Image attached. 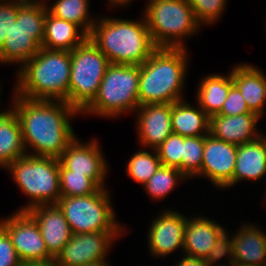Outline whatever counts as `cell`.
<instances>
[{
	"mask_svg": "<svg viewBox=\"0 0 266 266\" xmlns=\"http://www.w3.org/2000/svg\"><path fill=\"white\" fill-rule=\"evenodd\" d=\"M14 98L25 150L29 146L35 150L29 155L59 159L76 138L68 118L79 112L66 101Z\"/></svg>",
	"mask_w": 266,
	"mask_h": 266,
	"instance_id": "6da1fadb",
	"label": "cell"
},
{
	"mask_svg": "<svg viewBox=\"0 0 266 266\" xmlns=\"http://www.w3.org/2000/svg\"><path fill=\"white\" fill-rule=\"evenodd\" d=\"M71 52L40 48L18 72L16 95L32 100H58L69 104Z\"/></svg>",
	"mask_w": 266,
	"mask_h": 266,
	"instance_id": "7a4b0ae2",
	"label": "cell"
},
{
	"mask_svg": "<svg viewBox=\"0 0 266 266\" xmlns=\"http://www.w3.org/2000/svg\"><path fill=\"white\" fill-rule=\"evenodd\" d=\"M88 38L112 64L141 65L157 48L143 21L103 18L96 21Z\"/></svg>",
	"mask_w": 266,
	"mask_h": 266,
	"instance_id": "3957f363",
	"label": "cell"
},
{
	"mask_svg": "<svg viewBox=\"0 0 266 266\" xmlns=\"http://www.w3.org/2000/svg\"><path fill=\"white\" fill-rule=\"evenodd\" d=\"M185 49L157 47L140 65V106L182 100L181 91L187 70Z\"/></svg>",
	"mask_w": 266,
	"mask_h": 266,
	"instance_id": "277c9868",
	"label": "cell"
},
{
	"mask_svg": "<svg viewBox=\"0 0 266 266\" xmlns=\"http://www.w3.org/2000/svg\"><path fill=\"white\" fill-rule=\"evenodd\" d=\"M6 168L19 188L32 200L18 211H28L37 205L57 204L61 198L59 183V159L26 154Z\"/></svg>",
	"mask_w": 266,
	"mask_h": 266,
	"instance_id": "5b68a950",
	"label": "cell"
},
{
	"mask_svg": "<svg viewBox=\"0 0 266 266\" xmlns=\"http://www.w3.org/2000/svg\"><path fill=\"white\" fill-rule=\"evenodd\" d=\"M139 77L140 65L110 63L96 98L83 112L116 117L138 109Z\"/></svg>",
	"mask_w": 266,
	"mask_h": 266,
	"instance_id": "8992f818",
	"label": "cell"
},
{
	"mask_svg": "<svg viewBox=\"0 0 266 266\" xmlns=\"http://www.w3.org/2000/svg\"><path fill=\"white\" fill-rule=\"evenodd\" d=\"M144 14L156 47L183 48L180 40L197 32L201 25L188 0H152Z\"/></svg>",
	"mask_w": 266,
	"mask_h": 266,
	"instance_id": "52a82bcc",
	"label": "cell"
},
{
	"mask_svg": "<svg viewBox=\"0 0 266 266\" xmlns=\"http://www.w3.org/2000/svg\"><path fill=\"white\" fill-rule=\"evenodd\" d=\"M109 64L89 38L71 51L69 105L79 113L96 98Z\"/></svg>",
	"mask_w": 266,
	"mask_h": 266,
	"instance_id": "ba28073f",
	"label": "cell"
},
{
	"mask_svg": "<svg viewBox=\"0 0 266 266\" xmlns=\"http://www.w3.org/2000/svg\"><path fill=\"white\" fill-rule=\"evenodd\" d=\"M48 7L42 3H23L0 49V62L26 63L40 50ZM22 62V63H21Z\"/></svg>",
	"mask_w": 266,
	"mask_h": 266,
	"instance_id": "9c48e42d",
	"label": "cell"
},
{
	"mask_svg": "<svg viewBox=\"0 0 266 266\" xmlns=\"http://www.w3.org/2000/svg\"><path fill=\"white\" fill-rule=\"evenodd\" d=\"M110 202L108 191L101 188L87 196L61 197L57 205L73 234L122 232Z\"/></svg>",
	"mask_w": 266,
	"mask_h": 266,
	"instance_id": "30bf717a",
	"label": "cell"
},
{
	"mask_svg": "<svg viewBox=\"0 0 266 266\" xmlns=\"http://www.w3.org/2000/svg\"><path fill=\"white\" fill-rule=\"evenodd\" d=\"M0 226L10 236L22 263L54 259L46 248L38 224L27 211H18L0 222Z\"/></svg>",
	"mask_w": 266,
	"mask_h": 266,
	"instance_id": "8fae6325",
	"label": "cell"
},
{
	"mask_svg": "<svg viewBox=\"0 0 266 266\" xmlns=\"http://www.w3.org/2000/svg\"><path fill=\"white\" fill-rule=\"evenodd\" d=\"M121 232L73 234L54 259L57 266H85L104 260L110 243Z\"/></svg>",
	"mask_w": 266,
	"mask_h": 266,
	"instance_id": "7c38bea8",
	"label": "cell"
},
{
	"mask_svg": "<svg viewBox=\"0 0 266 266\" xmlns=\"http://www.w3.org/2000/svg\"><path fill=\"white\" fill-rule=\"evenodd\" d=\"M238 145L205 136L201 175H205L217 187L232 185Z\"/></svg>",
	"mask_w": 266,
	"mask_h": 266,
	"instance_id": "4fadbf2b",
	"label": "cell"
},
{
	"mask_svg": "<svg viewBox=\"0 0 266 266\" xmlns=\"http://www.w3.org/2000/svg\"><path fill=\"white\" fill-rule=\"evenodd\" d=\"M81 144L75 138L59 158L60 163L70 171L93 179L101 188L106 175V161L95 140ZM80 142V143H79Z\"/></svg>",
	"mask_w": 266,
	"mask_h": 266,
	"instance_id": "5bb4252c",
	"label": "cell"
},
{
	"mask_svg": "<svg viewBox=\"0 0 266 266\" xmlns=\"http://www.w3.org/2000/svg\"><path fill=\"white\" fill-rule=\"evenodd\" d=\"M38 224L49 254L55 259L73 235L57 204L37 205L27 211Z\"/></svg>",
	"mask_w": 266,
	"mask_h": 266,
	"instance_id": "9a60e30c",
	"label": "cell"
},
{
	"mask_svg": "<svg viewBox=\"0 0 266 266\" xmlns=\"http://www.w3.org/2000/svg\"><path fill=\"white\" fill-rule=\"evenodd\" d=\"M186 217L168 210L154 219L149 228L148 243L152 255L166 256L177 248H183Z\"/></svg>",
	"mask_w": 266,
	"mask_h": 266,
	"instance_id": "2e32d148",
	"label": "cell"
},
{
	"mask_svg": "<svg viewBox=\"0 0 266 266\" xmlns=\"http://www.w3.org/2000/svg\"><path fill=\"white\" fill-rule=\"evenodd\" d=\"M139 137L142 144L156 150L173 132L172 103L145 104L138 107Z\"/></svg>",
	"mask_w": 266,
	"mask_h": 266,
	"instance_id": "e0dca14e",
	"label": "cell"
},
{
	"mask_svg": "<svg viewBox=\"0 0 266 266\" xmlns=\"http://www.w3.org/2000/svg\"><path fill=\"white\" fill-rule=\"evenodd\" d=\"M259 118L260 116L256 113L236 116L216 114L209 117V134L216 139L236 145L250 143L262 136L255 132V125Z\"/></svg>",
	"mask_w": 266,
	"mask_h": 266,
	"instance_id": "ac0fdd59",
	"label": "cell"
},
{
	"mask_svg": "<svg viewBox=\"0 0 266 266\" xmlns=\"http://www.w3.org/2000/svg\"><path fill=\"white\" fill-rule=\"evenodd\" d=\"M233 239V263L266 266V235L254 225L242 226Z\"/></svg>",
	"mask_w": 266,
	"mask_h": 266,
	"instance_id": "d6986e66",
	"label": "cell"
},
{
	"mask_svg": "<svg viewBox=\"0 0 266 266\" xmlns=\"http://www.w3.org/2000/svg\"><path fill=\"white\" fill-rule=\"evenodd\" d=\"M224 228L207 218H187L184 230L185 255L205 259Z\"/></svg>",
	"mask_w": 266,
	"mask_h": 266,
	"instance_id": "ffe728a7",
	"label": "cell"
},
{
	"mask_svg": "<svg viewBox=\"0 0 266 266\" xmlns=\"http://www.w3.org/2000/svg\"><path fill=\"white\" fill-rule=\"evenodd\" d=\"M231 73L233 82L240 90L249 110L261 117L266 101V76L249 64L237 65Z\"/></svg>",
	"mask_w": 266,
	"mask_h": 266,
	"instance_id": "44dd1931",
	"label": "cell"
},
{
	"mask_svg": "<svg viewBox=\"0 0 266 266\" xmlns=\"http://www.w3.org/2000/svg\"><path fill=\"white\" fill-rule=\"evenodd\" d=\"M266 173V137L238 145L232 185L242 179L258 180Z\"/></svg>",
	"mask_w": 266,
	"mask_h": 266,
	"instance_id": "7402d4cb",
	"label": "cell"
},
{
	"mask_svg": "<svg viewBox=\"0 0 266 266\" xmlns=\"http://www.w3.org/2000/svg\"><path fill=\"white\" fill-rule=\"evenodd\" d=\"M78 28L75 23L55 17L48 11L41 47L71 52L88 38V35L83 30H80V33Z\"/></svg>",
	"mask_w": 266,
	"mask_h": 266,
	"instance_id": "603a6c76",
	"label": "cell"
},
{
	"mask_svg": "<svg viewBox=\"0 0 266 266\" xmlns=\"http://www.w3.org/2000/svg\"><path fill=\"white\" fill-rule=\"evenodd\" d=\"M171 124L172 131L183 137L209 134V116L201 107L195 108L184 99L172 103Z\"/></svg>",
	"mask_w": 266,
	"mask_h": 266,
	"instance_id": "cb8c5ba5",
	"label": "cell"
},
{
	"mask_svg": "<svg viewBox=\"0 0 266 266\" xmlns=\"http://www.w3.org/2000/svg\"><path fill=\"white\" fill-rule=\"evenodd\" d=\"M26 152L15 112L0 114V166L6 168L11 162L24 157Z\"/></svg>",
	"mask_w": 266,
	"mask_h": 266,
	"instance_id": "d4e9b609",
	"label": "cell"
},
{
	"mask_svg": "<svg viewBox=\"0 0 266 266\" xmlns=\"http://www.w3.org/2000/svg\"><path fill=\"white\" fill-rule=\"evenodd\" d=\"M233 84L232 73L227 77L218 74L205 77L200 82L197 92L199 107H201L209 117L218 114Z\"/></svg>",
	"mask_w": 266,
	"mask_h": 266,
	"instance_id": "484cf974",
	"label": "cell"
},
{
	"mask_svg": "<svg viewBox=\"0 0 266 266\" xmlns=\"http://www.w3.org/2000/svg\"><path fill=\"white\" fill-rule=\"evenodd\" d=\"M88 4V0H57L48 11L55 17L75 23L89 35L96 20L88 18Z\"/></svg>",
	"mask_w": 266,
	"mask_h": 266,
	"instance_id": "4316f807",
	"label": "cell"
},
{
	"mask_svg": "<svg viewBox=\"0 0 266 266\" xmlns=\"http://www.w3.org/2000/svg\"><path fill=\"white\" fill-rule=\"evenodd\" d=\"M61 197L87 196L98 192L101 187L84 174L67 170L61 163L59 168Z\"/></svg>",
	"mask_w": 266,
	"mask_h": 266,
	"instance_id": "83f0119b",
	"label": "cell"
},
{
	"mask_svg": "<svg viewBox=\"0 0 266 266\" xmlns=\"http://www.w3.org/2000/svg\"><path fill=\"white\" fill-rule=\"evenodd\" d=\"M186 176L175 167L161 165L144 185L152 198L162 199L177 185L178 180Z\"/></svg>",
	"mask_w": 266,
	"mask_h": 266,
	"instance_id": "f1b7e54d",
	"label": "cell"
},
{
	"mask_svg": "<svg viewBox=\"0 0 266 266\" xmlns=\"http://www.w3.org/2000/svg\"><path fill=\"white\" fill-rule=\"evenodd\" d=\"M154 153L150 154L144 150L135 153L128 162L127 174L135 181L145 185L162 165L157 151L154 150Z\"/></svg>",
	"mask_w": 266,
	"mask_h": 266,
	"instance_id": "f546056e",
	"label": "cell"
},
{
	"mask_svg": "<svg viewBox=\"0 0 266 266\" xmlns=\"http://www.w3.org/2000/svg\"><path fill=\"white\" fill-rule=\"evenodd\" d=\"M205 136L184 137L182 173L188 178L201 176Z\"/></svg>",
	"mask_w": 266,
	"mask_h": 266,
	"instance_id": "4dcf8cb0",
	"label": "cell"
},
{
	"mask_svg": "<svg viewBox=\"0 0 266 266\" xmlns=\"http://www.w3.org/2000/svg\"><path fill=\"white\" fill-rule=\"evenodd\" d=\"M184 137L172 132L156 149L164 166L178 168L182 172Z\"/></svg>",
	"mask_w": 266,
	"mask_h": 266,
	"instance_id": "1f68e13d",
	"label": "cell"
},
{
	"mask_svg": "<svg viewBox=\"0 0 266 266\" xmlns=\"http://www.w3.org/2000/svg\"><path fill=\"white\" fill-rule=\"evenodd\" d=\"M227 0H188L196 20L199 23L211 24L216 21L225 9Z\"/></svg>",
	"mask_w": 266,
	"mask_h": 266,
	"instance_id": "d6a6232c",
	"label": "cell"
},
{
	"mask_svg": "<svg viewBox=\"0 0 266 266\" xmlns=\"http://www.w3.org/2000/svg\"><path fill=\"white\" fill-rule=\"evenodd\" d=\"M246 113L254 112H251L249 110L240 90L235 84H233L230 87L228 96L223 104L221 111L217 115L236 116Z\"/></svg>",
	"mask_w": 266,
	"mask_h": 266,
	"instance_id": "836d02e7",
	"label": "cell"
},
{
	"mask_svg": "<svg viewBox=\"0 0 266 266\" xmlns=\"http://www.w3.org/2000/svg\"><path fill=\"white\" fill-rule=\"evenodd\" d=\"M22 4V2L18 1H14V3L10 1H7V3H0V49L13 24L17 20L18 9Z\"/></svg>",
	"mask_w": 266,
	"mask_h": 266,
	"instance_id": "e575fe53",
	"label": "cell"
},
{
	"mask_svg": "<svg viewBox=\"0 0 266 266\" xmlns=\"http://www.w3.org/2000/svg\"><path fill=\"white\" fill-rule=\"evenodd\" d=\"M226 231H223L217 238L212 249L208 252L204 259L210 266H212L217 260L221 259L224 255H229L231 260L229 264L233 263L234 251H233V239L228 238Z\"/></svg>",
	"mask_w": 266,
	"mask_h": 266,
	"instance_id": "d590c367",
	"label": "cell"
},
{
	"mask_svg": "<svg viewBox=\"0 0 266 266\" xmlns=\"http://www.w3.org/2000/svg\"><path fill=\"white\" fill-rule=\"evenodd\" d=\"M21 263L10 236L0 226V266H21Z\"/></svg>",
	"mask_w": 266,
	"mask_h": 266,
	"instance_id": "8d00e7d4",
	"label": "cell"
},
{
	"mask_svg": "<svg viewBox=\"0 0 266 266\" xmlns=\"http://www.w3.org/2000/svg\"><path fill=\"white\" fill-rule=\"evenodd\" d=\"M186 257H183L178 265L176 266H210L204 259L198 258V257H193V256H188L185 255Z\"/></svg>",
	"mask_w": 266,
	"mask_h": 266,
	"instance_id": "74e56055",
	"label": "cell"
},
{
	"mask_svg": "<svg viewBox=\"0 0 266 266\" xmlns=\"http://www.w3.org/2000/svg\"><path fill=\"white\" fill-rule=\"evenodd\" d=\"M21 266H57L56 261L48 260V261H34V262H23Z\"/></svg>",
	"mask_w": 266,
	"mask_h": 266,
	"instance_id": "f35d334b",
	"label": "cell"
},
{
	"mask_svg": "<svg viewBox=\"0 0 266 266\" xmlns=\"http://www.w3.org/2000/svg\"><path fill=\"white\" fill-rule=\"evenodd\" d=\"M85 266H109V264L106 263L105 259H104V260H101V261H97L95 263H90V264L85 265Z\"/></svg>",
	"mask_w": 266,
	"mask_h": 266,
	"instance_id": "ab89813d",
	"label": "cell"
},
{
	"mask_svg": "<svg viewBox=\"0 0 266 266\" xmlns=\"http://www.w3.org/2000/svg\"><path fill=\"white\" fill-rule=\"evenodd\" d=\"M7 1V0H4V2ZM12 1V0H11ZM14 1V0H13ZM18 2H22V3H42L44 4V0H16ZM42 1V2H41Z\"/></svg>",
	"mask_w": 266,
	"mask_h": 266,
	"instance_id": "60d3db41",
	"label": "cell"
},
{
	"mask_svg": "<svg viewBox=\"0 0 266 266\" xmlns=\"http://www.w3.org/2000/svg\"><path fill=\"white\" fill-rule=\"evenodd\" d=\"M129 1H132V0H115V5H124V4H127Z\"/></svg>",
	"mask_w": 266,
	"mask_h": 266,
	"instance_id": "b9f144b4",
	"label": "cell"
},
{
	"mask_svg": "<svg viewBox=\"0 0 266 266\" xmlns=\"http://www.w3.org/2000/svg\"><path fill=\"white\" fill-rule=\"evenodd\" d=\"M222 266H223V265H222ZM224 266H227V265H224ZM228 266H241V265H237V264L232 263V264H230V265H228Z\"/></svg>",
	"mask_w": 266,
	"mask_h": 266,
	"instance_id": "7bdbcfd3",
	"label": "cell"
},
{
	"mask_svg": "<svg viewBox=\"0 0 266 266\" xmlns=\"http://www.w3.org/2000/svg\"><path fill=\"white\" fill-rule=\"evenodd\" d=\"M11 111H13V109H11L10 111L8 110L7 112L6 111L5 112H0V114H5V113L11 112Z\"/></svg>",
	"mask_w": 266,
	"mask_h": 266,
	"instance_id": "ee69618b",
	"label": "cell"
},
{
	"mask_svg": "<svg viewBox=\"0 0 266 266\" xmlns=\"http://www.w3.org/2000/svg\"><path fill=\"white\" fill-rule=\"evenodd\" d=\"M112 5H115V0H110V2Z\"/></svg>",
	"mask_w": 266,
	"mask_h": 266,
	"instance_id": "f6af8a7d",
	"label": "cell"
}]
</instances>
